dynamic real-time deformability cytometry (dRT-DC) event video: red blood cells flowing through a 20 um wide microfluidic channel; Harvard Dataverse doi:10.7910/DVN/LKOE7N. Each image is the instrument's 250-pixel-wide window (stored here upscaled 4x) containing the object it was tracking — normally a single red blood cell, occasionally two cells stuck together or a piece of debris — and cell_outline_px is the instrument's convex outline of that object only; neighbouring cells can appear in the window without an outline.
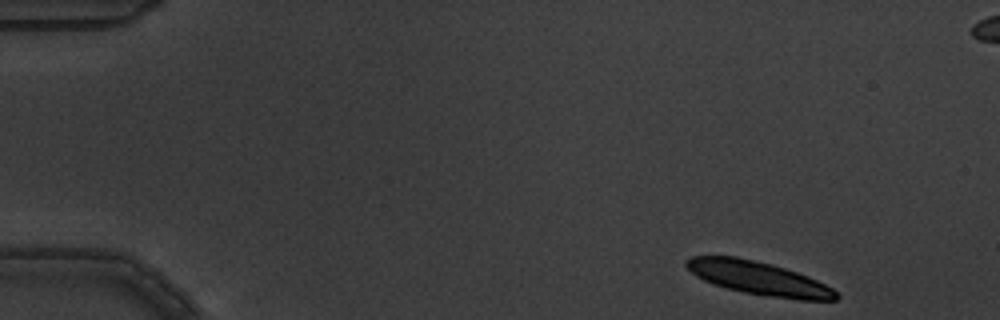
{"species": "common noctule bat (a hibernating species)", "species_latin": "Nyctalus noctula", "temperature_condition": "warm", "stored_images_in_passage": 5, "camera_frame_rate_fps": 3000, "um_per_image_px": 0.085, "animal": {"sex": "male", "body_mass_g": 19.5, "forearm_length_mm": 54.6}, "frame": {"image": 1, "passage_image": 1, "time_ms": 0.0, "image_size_px": [1000, 320], "cell_outline_px": [[840, 296], [836, 300], [800, 300], [764, 296], [744, 292], [712, 284], [696, 276], [684, 264], [684, 260], [688, 256], [736, 256], [772, 264], [808, 276], [832, 288]], "centroid_in_image_um": [64.46, 23.64], "position_along_channel_um": 20.5, "area_um2": 29.13}}